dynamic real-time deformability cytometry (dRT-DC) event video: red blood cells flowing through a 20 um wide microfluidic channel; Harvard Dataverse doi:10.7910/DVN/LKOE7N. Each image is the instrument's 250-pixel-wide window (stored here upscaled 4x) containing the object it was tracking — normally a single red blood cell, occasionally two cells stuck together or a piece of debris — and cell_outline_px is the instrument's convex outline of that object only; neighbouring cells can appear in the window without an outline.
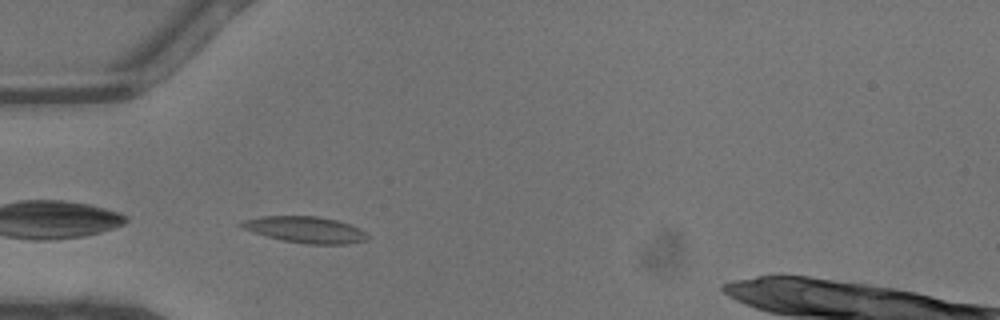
{"species": "common noctule bat (a hibernating species)", "species_latin": "Nyctalus noctula", "temperature_condition": "warm", "stored_images_in_passage": 34, "camera_frame_rate_fps": 3000, "um_per_image_px": 0.085, "animal": {"sex": "male", "body_mass_g": 13.3}, "frame": {"image": 1, "passage_image": 1, "time_ms": 0.0, "image_size_px": [1000, 320], "cell_outline_px": [[368, 240], [344, 244], [308, 244], [280, 240], [252, 232], [240, 228], [236, 224], [244, 220], [264, 216], [316, 216], [336, 220], [360, 228], [368, 232]], "centroid_in_image_um": [25.93, 19.52], "position_along_channel_um": 59.1, "area_um2": 19.48}}
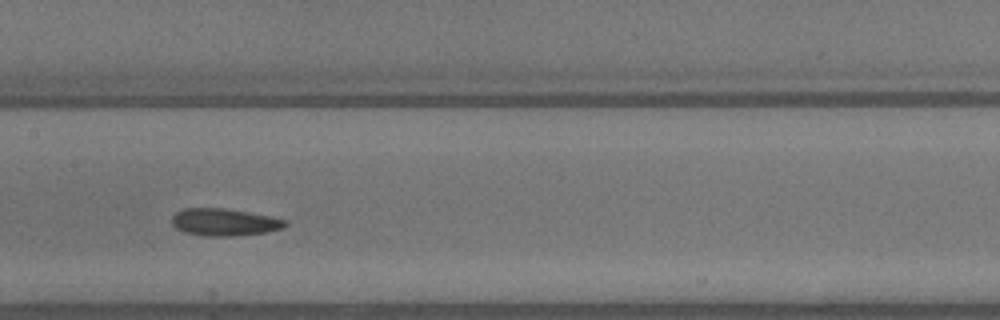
{"frame": {"image": 2, "passage_image": 10, "time_ms": 3.0, "image_size_px": [1000, 320], "cell_outline_px": [[288, 224], [284, 228], [268, 232], [232, 236], [204, 236], [184, 232], [176, 228], [172, 224], [172, 216], [176, 212], [184, 208], [224, 208], [272, 216], [288, 220]], "centroid_in_image_um": [19.1, 18.88], "position_along_channel_um": 188.3, "area_um2": 18.21}}
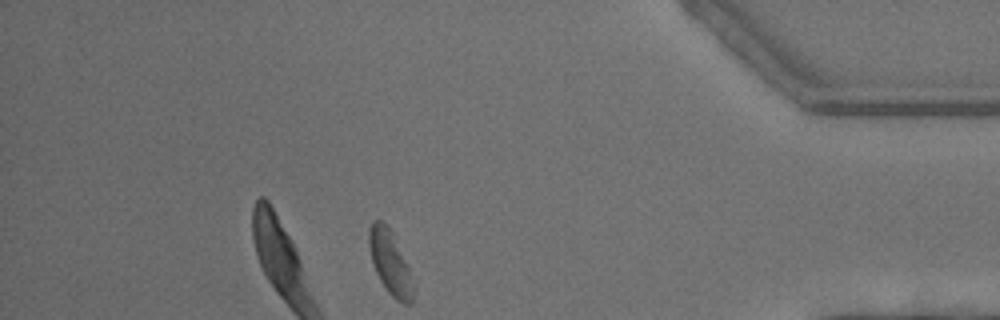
{"frame": {"image": 3, "passage_image": 27, "time_ms": 8.667, "image_size_px": [1000, 320], "cell_outline_px": [[416, 288], [412, 300], [408, 304], [404, 304], [396, 300], [388, 292], [380, 280], [372, 264], [368, 244], [368, 228], [372, 220], [384, 220], [388, 224], [392, 232], [416, 284]], "centroid_in_image_um": [33.16, 22.31], "position_along_channel_um": 402.0, "area_um2": 16.88}, "authors_computed_cell_mechanics": {"area_um2": 17.5423, "velocity_mm_per_s": 4.4746, "shape_relaxation_time_tau1_ms": 4.5403, "shape_relaxation_time_tau2_ms": 1.9576, "deformation_change_tau1": 0.1192, "deformation_change_tau2": 0.0876}}